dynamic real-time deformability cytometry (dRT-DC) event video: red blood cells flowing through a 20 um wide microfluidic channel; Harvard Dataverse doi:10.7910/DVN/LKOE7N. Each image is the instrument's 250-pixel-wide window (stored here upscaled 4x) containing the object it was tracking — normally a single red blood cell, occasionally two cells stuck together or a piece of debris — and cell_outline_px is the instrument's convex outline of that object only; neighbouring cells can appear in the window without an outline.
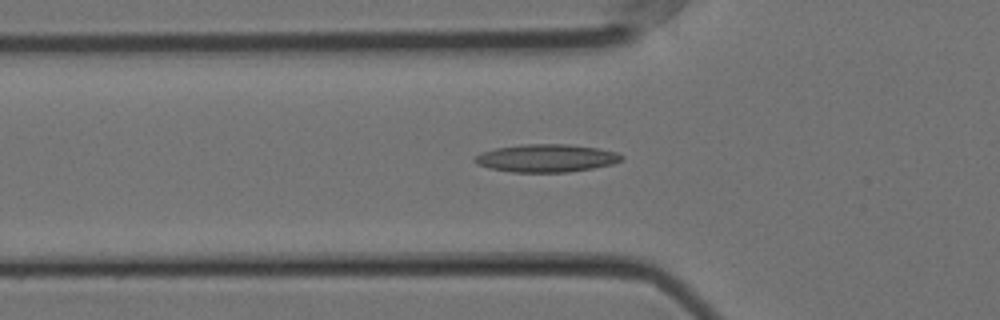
{"species": "Egyptian fruit bat (a non-hibernating species)", "species_latin": "Rousettus aegyptiacus", "temperature_condition": "cold", "stored_images_in_passage": 49, "camera_frame_rate_fps": 3000, "um_per_image_px": 0.085, "animal": {"sex": "female"}, "frame": {"image": 1, "passage_image": 16, "time_ms": 5.0, "image_size_px": [1000, 320], "cell_outline_px": [[624, 160], [612, 164], [592, 168], [568, 172], [512, 172], [488, 168], [476, 164], [472, 160], [480, 152], [496, 148], [520, 144], [568, 144], [596, 148], [616, 152], [624, 156]], "centroid_in_image_um": [46.41, 13.44], "position_along_channel_um": 79.4, "area_um2": 23.93}}
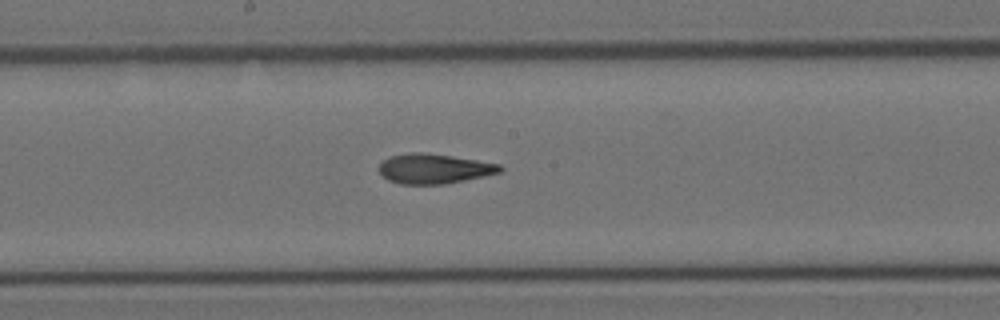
{"frame": {"image": 2, "passage_image": 27, "time_ms": 8.667, "image_size_px": [1000, 320], "cell_outline_px": [[504, 168], [500, 172], [464, 180], [444, 184], [400, 184], [388, 180], [380, 172], [380, 164], [388, 156], [408, 152], [424, 152], [452, 156], [500, 164]], "centroid_in_image_um": [36.87, 14.33], "position_along_channel_um": 211.3, "area_um2": 20.92}}
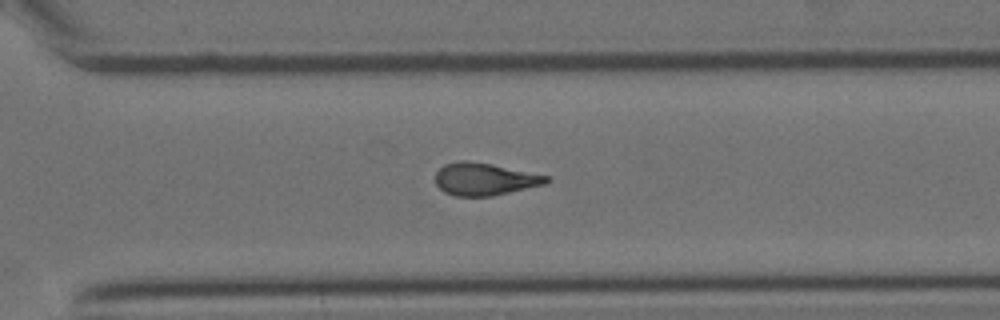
{"frame": {"image": 3, "passage_image": 37, "time_ms": 12.0, "image_size_px": [1000, 320], "cell_outline_px": [[552, 180], [544, 184], [492, 196], [456, 196], [444, 192], [436, 184], [436, 172], [444, 164], [460, 160], [468, 160], [492, 164], [548, 176]], "centroid_in_image_um": [41.17, 15.22], "position_along_channel_um": 329.4, "area_um2": 20.87}, "authors_computed_cell_mechanics": {"area_um2": 21.5016, "velocity_mm_per_s": 3.5648, "shape_relaxation_time_tau1_ms": 8.5894, "shape_relaxation_time_tau2_ms": 2.023, "deformation_change_tau1": 0.2312, "deformation_change_tau2": 0.1083}}